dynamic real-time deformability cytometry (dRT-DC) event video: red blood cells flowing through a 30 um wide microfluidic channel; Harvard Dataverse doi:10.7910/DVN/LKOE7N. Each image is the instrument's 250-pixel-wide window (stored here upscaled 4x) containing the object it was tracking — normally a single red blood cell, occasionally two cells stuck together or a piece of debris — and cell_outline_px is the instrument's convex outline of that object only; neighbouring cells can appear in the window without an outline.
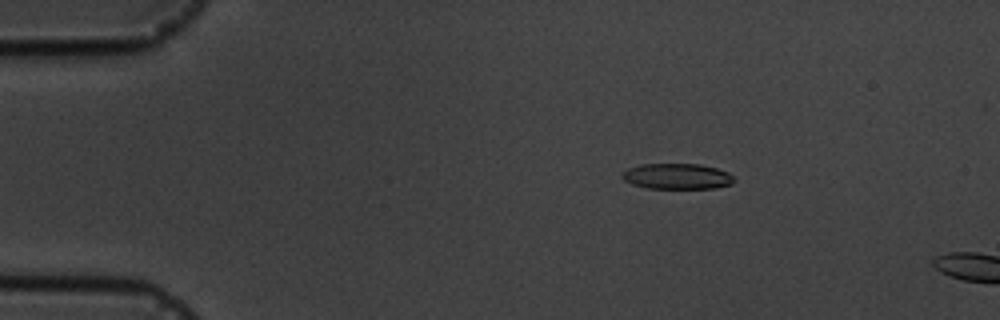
{"species": "common noctule bat (a hibernating species)", "species_latin": "Nyctalus noctula", "temperature_condition": "cold", "stored_images_in_passage": 2, "camera_frame_rate_fps": 3000, "um_per_image_px": 0.085, "animal": {"sex": "male", "body_mass_g": 19.5, "forearm_length_mm": 54.6}, "frame": {"image": 1, "passage_image": 1, "time_ms": 0.0, "image_size_px": [1000, 320], "cell_outline_px": [[736, 180], [732, 184], [712, 188], [648, 188], [632, 184], [624, 180], [620, 176], [628, 168], [640, 164], [700, 164], [716, 168], [728, 172]], "centroid_in_image_um": [57.55, 14.98], "position_along_channel_um": 27.4, "area_um2": 16.7}}